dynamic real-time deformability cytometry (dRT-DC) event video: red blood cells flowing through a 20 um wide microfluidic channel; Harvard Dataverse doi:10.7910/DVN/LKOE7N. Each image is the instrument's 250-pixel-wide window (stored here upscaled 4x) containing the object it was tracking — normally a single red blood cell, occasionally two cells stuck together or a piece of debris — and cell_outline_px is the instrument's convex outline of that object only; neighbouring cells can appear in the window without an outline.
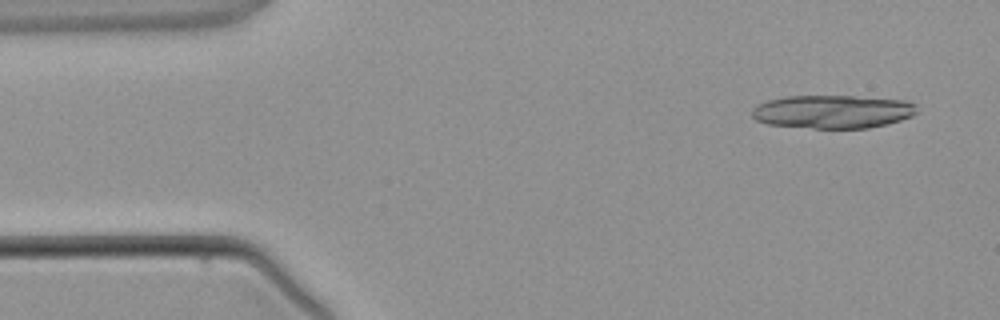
{"species": "common noctule bat (a hibernating species)", "species_latin": "Nyctalus noctula", "temperature_condition": "warm", "stored_images_in_passage": 4, "camera_frame_rate_fps": 3000, "um_per_image_px": 0.085, "animal": {"sex": "male", "body_mass_g": 21.5, "forearm_length_mm": 52.0}, "frame": {"image": 1, "passage_image": 1, "time_ms": 0.0, "image_size_px": [1000, 320], "cell_outline_px": [[916, 112], [912, 116], [888, 124], [868, 128], [812, 128], [768, 124], [756, 120], [752, 116], [752, 108], [756, 104], [768, 100], [784, 96], [852, 96], [904, 100], [916, 104]], "centroid_in_image_um": [70.75, 9.49], "position_along_channel_um": 14.2, "area_um2": 32.08}}
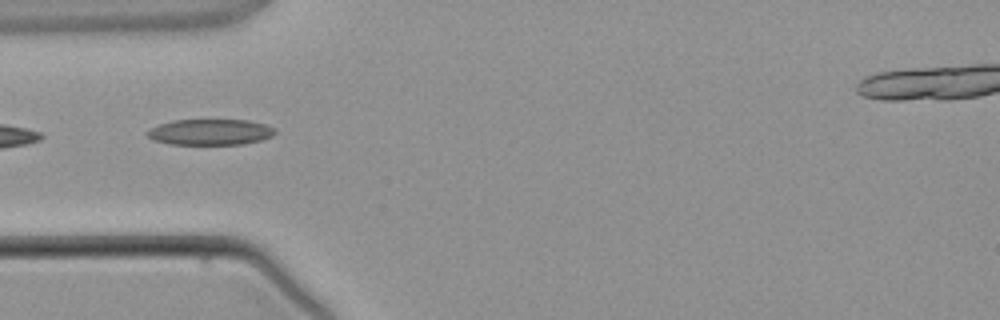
{"frame": {"image": 2, "passage_image": 4, "time_ms": 3.333, "image_size_px": [1000, 320], "cell_outline_px": [[276, 132], [272, 136], [260, 140], [244, 144], [168, 144], [152, 140], [144, 132], [160, 124], [172, 120], [248, 120], [264, 124], [276, 128]], "centroid_in_image_um": [17.86, 11.22], "position_along_channel_um": 67.1, "area_um2": 19.31}}